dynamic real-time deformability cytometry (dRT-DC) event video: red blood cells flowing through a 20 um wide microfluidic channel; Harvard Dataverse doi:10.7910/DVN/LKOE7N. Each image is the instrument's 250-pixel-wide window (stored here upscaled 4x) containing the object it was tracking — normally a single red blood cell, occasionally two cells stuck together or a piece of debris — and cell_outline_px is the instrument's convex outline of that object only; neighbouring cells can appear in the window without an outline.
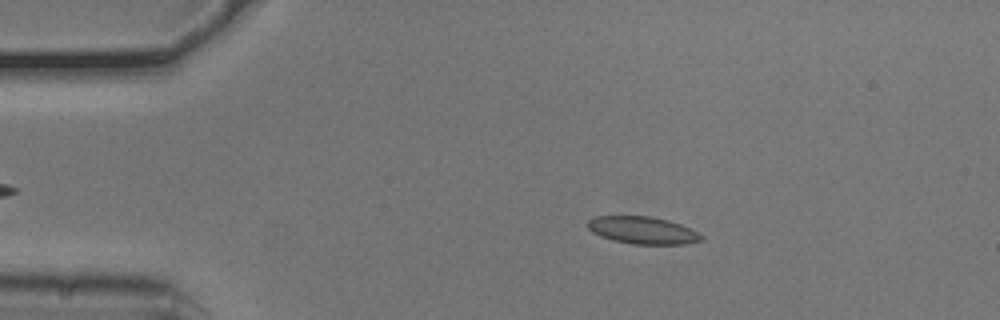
{"species": "common noctule bat (a hibernating species)", "species_latin": "Nyctalus noctula", "temperature_condition": "cold", "stored_images_in_passage": 45, "camera_frame_rate_fps": 3000, "um_per_image_px": 0.085, "animal": {"sex": "male", "body_mass_g": 20.5, "forearm_length_mm": 52.5}, "frame": {"image": 1, "passage_image": 9, "time_ms": 2.667, "image_size_px": [1000, 320], "cell_outline_px": [[704, 240], [684, 244], [632, 244], [612, 240], [600, 236], [592, 232], [588, 228], [588, 220], [596, 216], [652, 216], [668, 220], [680, 224], [704, 236]], "centroid_in_image_um": [54.62, 19.57], "position_along_channel_um": 30.4, "area_um2": 18.09}}
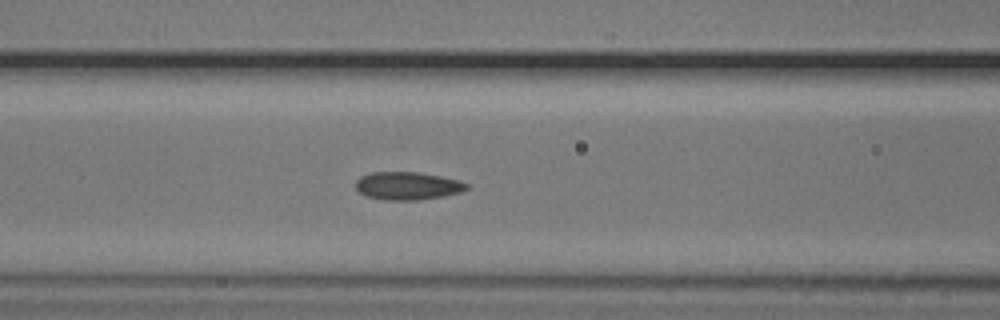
{"frame": {"image": 2, "passage_image": 21, "time_ms": 6.667, "image_size_px": [1000, 320], "cell_outline_px": [[468, 188], [460, 192], [444, 196], [416, 200], [384, 200], [368, 196], [360, 192], [356, 188], [356, 180], [360, 176], [372, 172], [420, 172], [460, 180], [468, 184]], "centroid_in_image_um": [34.65, 15.79], "position_along_channel_um": 132.0, "area_um2": 18.03}}
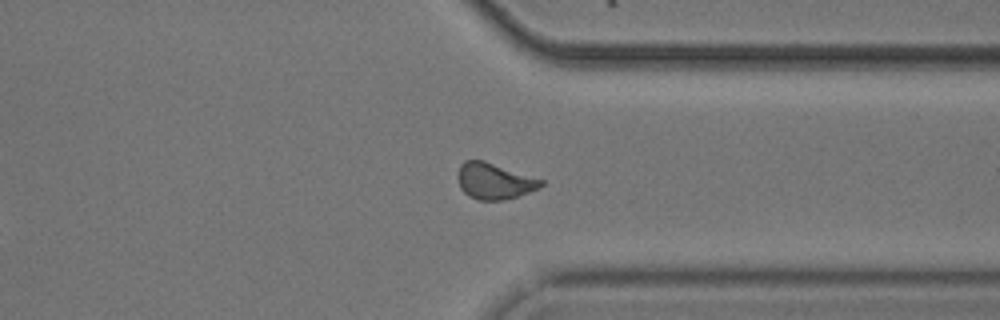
{"frame": {"image": 3, "passage_image": 40, "time_ms": 13.0, "image_size_px": [1000, 320], "cell_outline_px": [[544, 184], [540, 188], [516, 196], [500, 200], [476, 200], [468, 196], [460, 188], [456, 176], [460, 164], [464, 160], [484, 160], [544, 180]], "centroid_in_image_um": [41.98, 15.38], "position_along_channel_um": 369.4, "area_um2": 17.63}, "authors_computed_cell_mechanics": {"area_um2": 17.8602, "velocity_mm_per_s": 3.768, "shape_relaxation_time_tau1_ms": null, "shape_relaxation_time_tau2_ms": 2.4699, "deformation_change_tau1": null, "deformation_change_tau2": 0.0761}}